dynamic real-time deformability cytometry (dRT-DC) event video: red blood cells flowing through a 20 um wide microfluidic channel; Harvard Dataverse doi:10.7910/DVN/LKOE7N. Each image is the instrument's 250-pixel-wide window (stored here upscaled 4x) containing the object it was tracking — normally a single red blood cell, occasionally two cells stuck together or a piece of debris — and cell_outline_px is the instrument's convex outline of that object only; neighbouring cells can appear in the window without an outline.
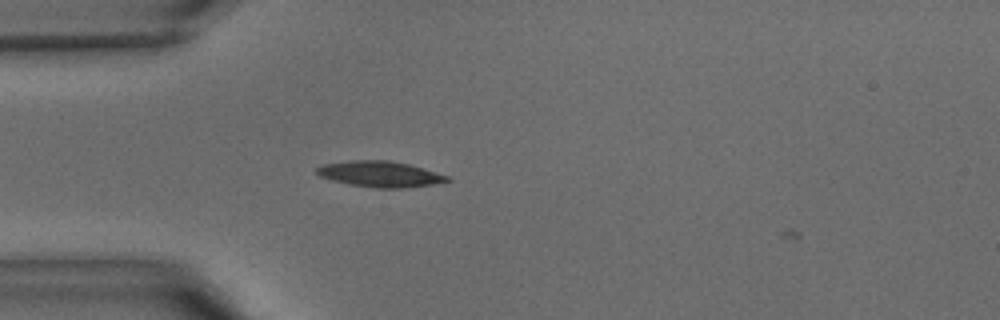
{"species": "common noctule bat (a hibernating species)", "species_latin": "Nyctalus noctula", "temperature_condition": "warm", "stored_images_in_passage": 6, "camera_frame_rate_fps": 3000, "um_per_image_px": 0.085, "animal": {"sex": "male", "body_mass_g": 15.6}, "frame": {"image": 1, "passage_image": 5, "time_ms": 1.333, "image_size_px": [1000, 320], "cell_outline_px": [[452, 180], [432, 184], [404, 188], [376, 188], [348, 184], [332, 180], [320, 176], [316, 172], [316, 168], [324, 164], [352, 160], [388, 160], [408, 164], [448, 176]], "centroid_in_image_um": [32.28, 14.8], "position_along_channel_um": 52.7, "area_um2": 19.42}}